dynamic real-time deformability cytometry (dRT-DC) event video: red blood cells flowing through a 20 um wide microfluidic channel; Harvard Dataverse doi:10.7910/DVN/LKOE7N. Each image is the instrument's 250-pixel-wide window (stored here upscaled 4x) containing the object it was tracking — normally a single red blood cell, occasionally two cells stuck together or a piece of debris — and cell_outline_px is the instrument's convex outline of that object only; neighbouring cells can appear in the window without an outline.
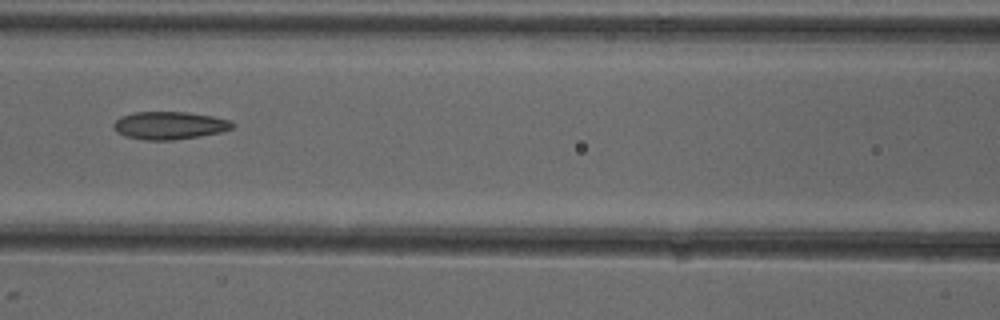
{"species": "common noctule bat (a hibernating species)", "species_latin": "Nyctalus noctula", "temperature_condition": "cold", "stored_images_in_passage": 7, "camera_frame_rate_fps": 3000, "um_per_image_px": 0.085, "animal": {"sex": "female"}, "frame": {"image": 1, "passage_image": 6, "time_ms": 6.667, "image_size_px": [1000, 320], "cell_outline_px": [[236, 124], [232, 128], [220, 132], [200, 136], [172, 140], [144, 140], [124, 136], [116, 132], [112, 124], [120, 116], [136, 112], [188, 112], [212, 116], [228, 120]], "centroid_in_image_um": [14.37, 10.66], "position_along_channel_um": 152.2, "area_um2": 19.25}}
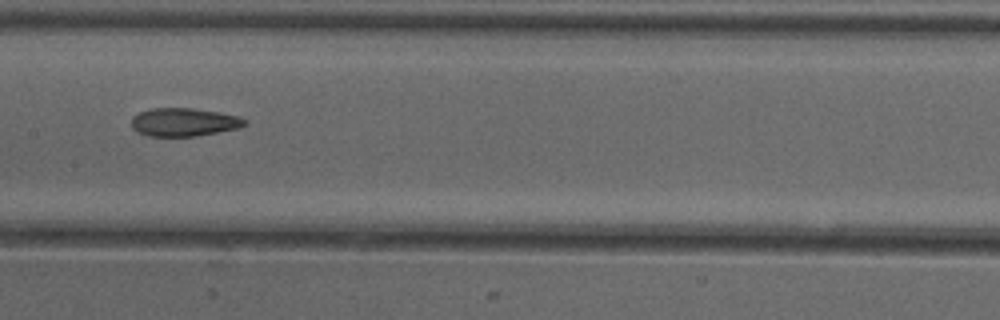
{"frame": {"image": 2, "passage_image": 7, "time_ms": 7.667, "image_size_px": [1000, 320], "cell_outline_px": [[248, 124], [240, 128], [196, 136], [148, 136], [132, 128], [132, 116], [140, 112], [152, 108], [192, 108], [220, 112], [240, 116], [248, 120]], "centroid_in_image_um": [15.7, 10.37], "position_along_channel_um": 191.7, "area_um2": 18.79}}